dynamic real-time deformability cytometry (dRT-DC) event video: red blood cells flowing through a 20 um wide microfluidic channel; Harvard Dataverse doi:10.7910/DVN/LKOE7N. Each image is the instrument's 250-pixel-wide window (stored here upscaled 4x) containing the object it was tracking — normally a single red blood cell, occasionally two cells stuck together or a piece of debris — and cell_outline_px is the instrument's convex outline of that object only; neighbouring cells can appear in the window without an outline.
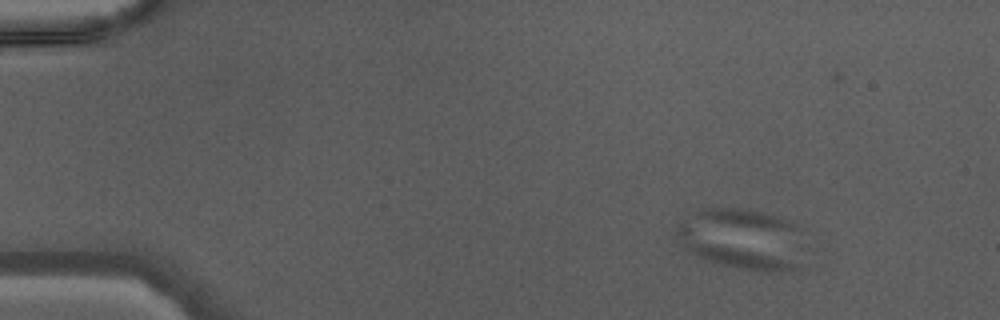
{"species": "Egyptian fruit bat (a non-hibernating species)", "species_latin": "Rousettus aegyptiacus", "temperature_condition": "warm", "stored_images_in_passage": 43, "segment_of_instrument_passage": [2, 3], "camera_frame_rate_fps": 3000, "um_per_image_px": 0.085, "animal": {"sex": "male"}, "frame": {"image": 1, "passage_image": 3, "time_ms": 0.667, "image_size_px": [1000, 320], "cell_outline_px": [[796, 268], [792, 272], [764, 272], [740, 268], [720, 264], [700, 256], [692, 252], [684, 244], [676, 232], [680, 224], [684, 224], [796, 264]], "centroid_in_image_um": [62.11, 21.42], "position_along_channel_um": 22.9, "area_um2": 17.92}}